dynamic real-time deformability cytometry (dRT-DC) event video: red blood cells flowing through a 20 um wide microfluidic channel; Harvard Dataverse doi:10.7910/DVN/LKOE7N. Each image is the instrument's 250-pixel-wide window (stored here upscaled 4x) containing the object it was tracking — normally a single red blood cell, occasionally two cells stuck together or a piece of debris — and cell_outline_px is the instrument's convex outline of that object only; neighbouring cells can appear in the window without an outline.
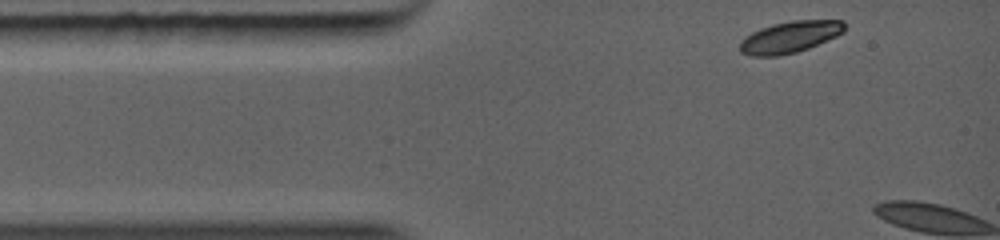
{"species": "common noctule bat (a hibernating species)", "species_latin": "Nyctalus noctula", "temperature_condition": "warm", "stored_images_in_passage": 3, "camera_frame_rate_fps": 5000, "um_per_image_px": 0.085, "animal": {"sex": "female", "body_mass_g": 19.0, "forearm_length_mm": 56.7}, "frame": {"image": 1, "passage_image": 1, "time_ms": 0.0, "image_size_px": [1000, 240], "cell_outline_px": [[844, 32], [836, 36], [808, 48], [796, 52], [780, 56], [752, 56], [740, 52], [740, 40], [744, 36], [760, 28], [772, 24], [792, 20], [844, 20]], "centroid_in_image_um": [67.11, 3.14], "position_along_channel_um": 17.9, "area_um2": 19.31}}